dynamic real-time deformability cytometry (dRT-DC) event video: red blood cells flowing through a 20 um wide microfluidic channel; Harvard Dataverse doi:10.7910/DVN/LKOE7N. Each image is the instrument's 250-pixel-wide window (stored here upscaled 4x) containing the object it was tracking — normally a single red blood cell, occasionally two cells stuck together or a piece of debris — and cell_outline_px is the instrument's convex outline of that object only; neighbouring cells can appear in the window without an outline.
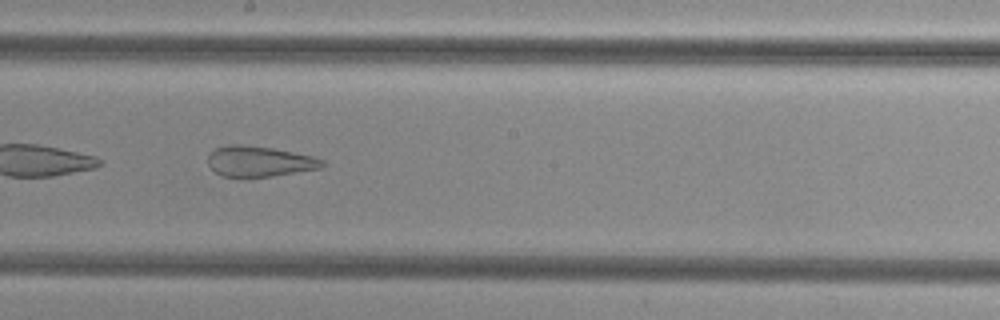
{"species": "common noctule bat (a hibernating species)", "species_latin": "Nyctalus noctula", "temperature_condition": "cold", "stored_images_in_passage": 29, "camera_frame_rate_fps": 3000, "um_per_image_px": 0.085, "animal": {"sex": "female", "body_mass_g": 29.2, "forearm_length_mm": 56.3}, "frame": {"image": 1, "passage_image": 13, "time_ms": 4.0, "image_size_px": [1000, 320], "cell_outline_px": [[324, 164], [320, 168], [272, 176], [220, 176], [208, 164], [208, 156], [216, 148], [228, 144], [240, 144], [272, 148], [312, 156], [324, 160]], "centroid_in_image_um": [22.03, 13.7], "position_along_channel_um": 226.2, "area_um2": 20.0}}
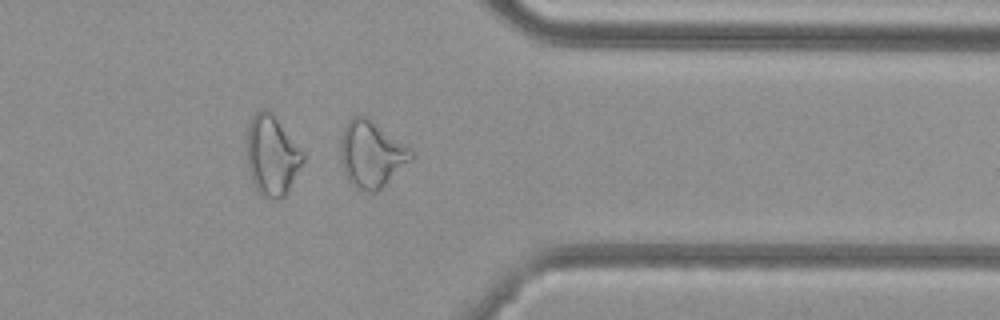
{"frame": {"image": 2, "passage_image": 25, "time_ms": 8.0, "image_size_px": [1000, 320], "cell_outline_px": [[412, 156], [376, 192], [368, 192], [352, 184], [348, 180], [344, 172], [340, 160], [340, 144], [344, 128], [348, 120], [352, 116], [368, 116], [408, 148], [412, 152]], "centroid_in_image_um": [31.48, 13.07], "position_along_channel_um": 379.9, "area_um2": 26.41}}